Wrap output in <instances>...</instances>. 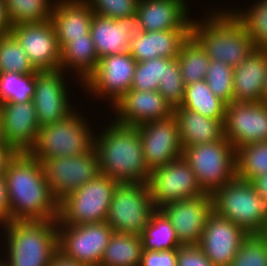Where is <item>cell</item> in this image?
Segmentation results:
<instances>
[{
    "label": "cell",
    "mask_w": 267,
    "mask_h": 266,
    "mask_svg": "<svg viewBox=\"0 0 267 266\" xmlns=\"http://www.w3.org/2000/svg\"><path fill=\"white\" fill-rule=\"evenodd\" d=\"M140 266H177V249L143 251Z\"/></svg>",
    "instance_id": "44"
},
{
    "label": "cell",
    "mask_w": 267,
    "mask_h": 266,
    "mask_svg": "<svg viewBox=\"0 0 267 266\" xmlns=\"http://www.w3.org/2000/svg\"><path fill=\"white\" fill-rule=\"evenodd\" d=\"M248 235L235 223L213 211L198 246L215 266H229Z\"/></svg>",
    "instance_id": "19"
},
{
    "label": "cell",
    "mask_w": 267,
    "mask_h": 266,
    "mask_svg": "<svg viewBox=\"0 0 267 266\" xmlns=\"http://www.w3.org/2000/svg\"><path fill=\"white\" fill-rule=\"evenodd\" d=\"M158 92L164 96L173 109L182 104L185 96V84L177 58L171 59L166 64V75L159 81Z\"/></svg>",
    "instance_id": "41"
},
{
    "label": "cell",
    "mask_w": 267,
    "mask_h": 266,
    "mask_svg": "<svg viewBox=\"0 0 267 266\" xmlns=\"http://www.w3.org/2000/svg\"><path fill=\"white\" fill-rule=\"evenodd\" d=\"M171 59L154 58L137 62L131 89L140 91H158L159 81L166 75V64Z\"/></svg>",
    "instance_id": "38"
},
{
    "label": "cell",
    "mask_w": 267,
    "mask_h": 266,
    "mask_svg": "<svg viewBox=\"0 0 267 266\" xmlns=\"http://www.w3.org/2000/svg\"><path fill=\"white\" fill-rule=\"evenodd\" d=\"M94 12L85 0H56L51 21L54 25L60 49L71 39L90 34Z\"/></svg>",
    "instance_id": "24"
},
{
    "label": "cell",
    "mask_w": 267,
    "mask_h": 266,
    "mask_svg": "<svg viewBox=\"0 0 267 266\" xmlns=\"http://www.w3.org/2000/svg\"><path fill=\"white\" fill-rule=\"evenodd\" d=\"M177 266H215L198 245L180 246L177 249Z\"/></svg>",
    "instance_id": "43"
},
{
    "label": "cell",
    "mask_w": 267,
    "mask_h": 266,
    "mask_svg": "<svg viewBox=\"0 0 267 266\" xmlns=\"http://www.w3.org/2000/svg\"><path fill=\"white\" fill-rule=\"evenodd\" d=\"M136 64L130 52L104 56L81 87H85L91 96L110 101L112 107L131 89Z\"/></svg>",
    "instance_id": "13"
},
{
    "label": "cell",
    "mask_w": 267,
    "mask_h": 266,
    "mask_svg": "<svg viewBox=\"0 0 267 266\" xmlns=\"http://www.w3.org/2000/svg\"><path fill=\"white\" fill-rule=\"evenodd\" d=\"M49 266H87V265L74 261V260H69L65 258L61 253L58 252L54 256Z\"/></svg>",
    "instance_id": "48"
},
{
    "label": "cell",
    "mask_w": 267,
    "mask_h": 266,
    "mask_svg": "<svg viewBox=\"0 0 267 266\" xmlns=\"http://www.w3.org/2000/svg\"><path fill=\"white\" fill-rule=\"evenodd\" d=\"M0 146H7L5 142V136L3 133V122H2L1 113H0Z\"/></svg>",
    "instance_id": "50"
},
{
    "label": "cell",
    "mask_w": 267,
    "mask_h": 266,
    "mask_svg": "<svg viewBox=\"0 0 267 266\" xmlns=\"http://www.w3.org/2000/svg\"><path fill=\"white\" fill-rule=\"evenodd\" d=\"M173 114L178 121L183 149L188 146L221 141L225 138L224 119L203 116L183 107H175Z\"/></svg>",
    "instance_id": "27"
},
{
    "label": "cell",
    "mask_w": 267,
    "mask_h": 266,
    "mask_svg": "<svg viewBox=\"0 0 267 266\" xmlns=\"http://www.w3.org/2000/svg\"><path fill=\"white\" fill-rule=\"evenodd\" d=\"M267 49L255 48L233 71V101L262 102Z\"/></svg>",
    "instance_id": "25"
},
{
    "label": "cell",
    "mask_w": 267,
    "mask_h": 266,
    "mask_svg": "<svg viewBox=\"0 0 267 266\" xmlns=\"http://www.w3.org/2000/svg\"><path fill=\"white\" fill-rule=\"evenodd\" d=\"M226 105L212 93L205 80H200L185 86V96L179 107L210 118L224 119Z\"/></svg>",
    "instance_id": "30"
},
{
    "label": "cell",
    "mask_w": 267,
    "mask_h": 266,
    "mask_svg": "<svg viewBox=\"0 0 267 266\" xmlns=\"http://www.w3.org/2000/svg\"><path fill=\"white\" fill-rule=\"evenodd\" d=\"M9 221V202L3 174H0V225Z\"/></svg>",
    "instance_id": "45"
},
{
    "label": "cell",
    "mask_w": 267,
    "mask_h": 266,
    "mask_svg": "<svg viewBox=\"0 0 267 266\" xmlns=\"http://www.w3.org/2000/svg\"><path fill=\"white\" fill-rule=\"evenodd\" d=\"M190 35L191 29L143 32L140 37L130 40L129 52L136 62L158 57L175 59Z\"/></svg>",
    "instance_id": "26"
},
{
    "label": "cell",
    "mask_w": 267,
    "mask_h": 266,
    "mask_svg": "<svg viewBox=\"0 0 267 266\" xmlns=\"http://www.w3.org/2000/svg\"><path fill=\"white\" fill-rule=\"evenodd\" d=\"M267 174V141L240 146L236 149V177L251 181Z\"/></svg>",
    "instance_id": "33"
},
{
    "label": "cell",
    "mask_w": 267,
    "mask_h": 266,
    "mask_svg": "<svg viewBox=\"0 0 267 266\" xmlns=\"http://www.w3.org/2000/svg\"><path fill=\"white\" fill-rule=\"evenodd\" d=\"M156 209L148 183H118L105 222L114 232L140 236Z\"/></svg>",
    "instance_id": "9"
},
{
    "label": "cell",
    "mask_w": 267,
    "mask_h": 266,
    "mask_svg": "<svg viewBox=\"0 0 267 266\" xmlns=\"http://www.w3.org/2000/svg\"><path fill=\"white\" fill-rule=\"evenodd\" d=\"M229 266H267V235H248Z\"/></svg>",
    "instance_id": "40"
},
{
    "label": "cell",
    "mask_w": 267,
    "mask_h": 266,
    "mask_svg": "<svg viewBox=\"0 0 267 266\" xmlns=\"http://www.w3.org/2000/svg\"><path fill=\"white\" fill-rule=\"evenodd\" d=\"M246 10H231L245 27L255 48L267 49V0L254 1Z\"/></svg>",
    "instance_id": "34"
},
{
    "label": "cell",
    "mask_w": 267,
    "mask_h": 266,
    "mask_svg": "<svg viewBox=\"0 0 267 266\" xmlns=\"http://www.w3.org/2000/svg\"><path fill=\"white\" fill-rule=\"evenodd\" d=\"M119 182L98 174L59 201L58 225L106 221L114 190Z\"/></svg>",
    "instance_id": "7"
},
{
    "label": "cell",
    "mask_w": 267,
    "mask_h": 266,
    "mask_svg": "<svg viewBox=\"0 0 267 266\" xmlns=\"http://www.w3.org/2000/svg\"><path fill=\"white\" fill-rule=\"evenodd\" d=\"M177 60L185 86L205 80L211 59L191 35L181 46Z\"/></svg>",
    "instance_id": "32"
},
{
    "label": "cell",
    "mask_w": 267,
    "mask_h": 266,
    "mask_svg": "<svg viewBox=\"0 0 267 266\" xmlns=\"http://www.w3.org/2000/svg\"><path fill=\"white\" fill-rule=\"evenodd\" d=\"M6 145L15 153L29 152L35 145L40 126L32 100L0 104Z\"/></svg>",
    "instance_id": "22"
},
{
    "label": "cell",
    "mask_w": 267,
    "mask_h": 266,
    "mask_svg": "<svg viewBox=\"0 0 267 266\" xmlns=\"http://www.w3.org/2000/svg\"><path fill=\"white\" fill-rule=\"evenodd\" d=\"M12 25L39 23L51 19L53 0H4Z\"/></svg>",
    "instance_id": "35"
},
{
    "label": "cell",
    "mask_w": 267,
    "mask_h": 266,
    "mask_svg": "<svg viewBox=\"0 0 267 266\" xmlns=\"http://www.w3.org/2000/svg\"><path fill=\"white\" fill-rule=\"evenodd\" d=\"M96 15L113 19L135 15L139 0H85Z\"/></svg>",
    "instance_id": "42"
},
{
    "label": "cell",
    "mask_w": 267,
    "mask_h": 266,
    "mask_svg": "<svg viewBox=\"0 0 267 266\" xmlns=\"http://www.w3.org/2000/svg\"><path fill=\"white\" fill-rule=\"evenodd\" d=\"M159 210L170 221L181 246L198 245L208 217L213 212V200L211 194L204 193L170 202Z\"/></svg>",
    "instance_id": "18"
},
{
    "label": "cell",
    "mask_w": 267,
    "mask_h": 266,
    "mask_svg": "<svg viewBox=\"0 0 267 266\" xmlns=\"http://www.w3.org/2000/svg\"><path fill=\"white\" fill-rule=\"evenodd\" d=\"M9 202V221L58 219L59 201L51 193L42 163L29 152L15 153L3 173Z\"/></svg>",
    "instance_id": "1"
},
{
    "label": "cell",
    "mask_w": 267,
    "mask_h": 266,
    "mask_svg": "<svg viewBox=\"0 0 267 266\" xmlns=\"http://www.w3.org/2000/svg\"><path fill=\"white\" fill-rule=\"evenodd\" d=\"M234 67L222 61L211 60L205 78L212 93L229 104L233 101Z\"/></svg>",
    "instance_id": "39"
},
{
    "label": "cell",
    "mask_w": 267,
    "mask_h": 266,
    "mask_svg": "<svg viewBox=\"0 0 267 266\" xmlns=\"http://www.w3.org/2000/svg\"><path fill=\"white\" fill-rule=\"evenodd\" d=\"M224 133L235 149L267 141V103L232 101L227 104Z\"/></svg>",
    "instance_id": "14"
},
{
    "label": "cell",
    "mask_w": 267,
    "mask_h": 266,
    "mask_svg": "<svg viewBox=\"0 0 267 266\" xmlns=\"http://www.w3.org/2000/svg\"><path fill=\"white\" fill-rule=\"evenodd\" d=\"M10 33L25 50L37 71L59 69L61 49L51 19L12 25Z\"/></svg>",
    "instance_id": "15"
},
{
    "label": "cell",
    "mask_w": 267,
    "mask_h": 266,
    "mask_svg": "<svg viewBox=\"0 0 267 266\" xmlns=\"http://www.w3.org/2000/svg\"><path fill=\"white\" fill-rule=\"evenodd\" d=\"M64 72L59 68L35 73V93L32 102L40 127L58 122L75 108L69 99L70 90L67 88Z\"/></svg>",
    "instance_id": "16"
},
{
    "label": "cell",
    "mask_w": 267,
    "mask_h": 266,
    "mask_svg": "<svg viewBox=\"0 0 267 266\" xmlns=\"http://www.w3.org/2000/svg\"><path fill=\"white\" fill-rule=\"evenodd\" d=\"M113 232L105 221L58 225L59 253L87 266H99Z\"/></svg>",
    "instance_id": "10"
},
{
    "label": "cell",
    "mask_w": 267,
    "mask_h": 266,
    "mask_svg": "<svg viewBox=\"0 0 267 266\" xmlns=\"http://www.w3.org/2000/svg\"><path fill=\"white\" fill-rule=\"evenodd\" d=\"M12 24L8 18L4 0H0V35L10 33Z\"/></svg>",
    "instance_id": "46"
},
{
    "label": "cell",
    "mask_w": 267,
    "mask_h": 266,
    "mask_svg": "<svg viewBox=\"0 0 267 266\" xmlns=\"http://www.w3.org/2000/svg\"><path fill=\"white\" fill-rule=\"evenodd\" d=\"M0 266H8L6 259H0Z\"/></svg>",
    "instance_id": "52"
},
{
    "label": "cell",
    "mask_w": 267,
    "mask_h": 266,
    "mask_svg": "<svg viewBox=\"0 0 267 266\" xmlns=\"http://www.w3.org/2000/svg\"><path fill=\"white\" fill-rule=\"evenodd\" d=\"M114 121L128 126H139L157 119L172 116L174 109L158 91L130 89L111 108Z\"/></svg>",
    "instance_id": "21"
},
{
    "label": "cell",
    "mask_w": 267,
    "mask_h": 266,
    "mask_svg": "<svg viewBox=\"0 0 267 266\" xmlns=\"http://www.w3.org/2000/svg\"><path fill=\"white\" fill-rule=\"evenodd\" d=\"M140 237L143 251H166L181 246L173 226L159 209L151 215Z\"/></svg>",
    "instance_id": "31"
},
{
    "label": "cell",
    "mask_w": 267,
    "mask_h": 266,
    "mask_svg": "<svg viewBox=\"0 0 267 266\" xmlns=\"http://www.w3.org/2000/svg\"><path fill=\"white\" fill-rule=\"evenodd\" d=\"M35 74L27 53L11 34L0 35V73Z\"/></svg>",
    "instance_id": "36"
},
{
    "label": "cell",
    "mask_w": 267,
    "mask_h": 266,
    "mask_svg": "<svg viewBox=\"0 0 267 266\" xmlns=\"http://www.w3.org/2000/svg\"><path fill=\"white\" fill-rule=\"evenodd\" d=\"M35 93V74L0 73V104L32 100Z\"/></svg>",
    "instance_id": "37"
},
{
    "label": "cell",
    "mask_w": 267,
    "mask_h": 266,
    "mask_svg": "<svg viewBox=\"0 0 267 266\" xmlns=\"http://www.w3.org/2000/svg\"><path fill=\"white\" fill-rule=\"evenodd\" d=\"M182 156L205 193L212 194L236 177V149L226 138L188 146L183 149Z\"/></svg>",
    "instance_id": "8"
},
{
    "label": "cell",
    "mask_w": 267,
    "mask_h": 266,
    "mask_svg": "<svg viewBox=\"0 0 267 266\" xmlns=\"http://www.w3.org/2000/svg\"><path fill=\"white\" fill-rule=\"evenodd\" d=\"M136 127L142 141L144 159L150 170L182 157L178 121L174 114Z\"/></svg>",
    "instance_id": "17"
},
{
    "label": "cell",
    "mask_w": 267,
    "mask_h": 266,
    "mask_svg": "<svg viewBox=\"0 0 267 266\" xmlns=\"http://www.w3.org/2000/svg\"><path fill=\"white\" fill-rule=\"evenodd\" d=\"M142 255L140 236L113 232L99 266H140Z\"/></svg>",
    "instance_id": "29"
},
{
    "label": "cell",
    "mask_w": 267,
    "mask_h": 266,
    "mask_svg": "<svg viewBox=\"0 0 267 266\" xmlns=\"http://www.w3.org/2000/svg\"><path fill=\"white\" fill-rule=\"evenodd\" d=\"M77 111L74 109L58 122L40 127L29 153L42 163L53 157L82 155L91 150L97 132L92 131L87 118L81 116L82 112Z\"/></svg>",
    "instance_id": "6"
},
{
    "label": "cell",
    "mask_w": 267,
    "mask_h": 266,
    "mask_svg": "<svg viewBox=\"0 0 267 266\" xmlns=\"http://www.w3.org/2000/svg\"><path fill=\"white\" fill-rule=\"evenodd\" d=\"M262 102L267 103V72H266V78L263 88V96H262Z\"/></svg>",
    "instance_id": "51"
},
{
    "label": "cell",
    "mask_w": 267,
    "mask_h": 266,
    "mask_svg": "<svg viewBox=\"0 0 267 266\" xmlns=\"http://www.w3.org/2000/svg\"><path fill=\"white\" fill-rule=\"evenodd\" d=\"M15 154L9 146H0V174H3L8 160Z\"/></svg>",
    "instance_id": "49"
},
{
    "label": "cell",
    "mask_w": 267,
    "mask_h": 266,
    "mask_svg": "<svg viewBox=\"0 0 267 266\" xmlns=\"http://www.w3.org/2000/svg\"><path fill=\"white\" fill-rule=\"evenodd\" d=\"M42 166L51 193L58 201L100 174L94 147L82 155L50 158Z\"/></svg>",
    "instance_id": "11"
},
{
    "label": "cell",
    "mask_w": 267,
    "mask_h": 266,
    "mask_svg": "<svg viewBox=\"0 0 267 266\" xmlns=\"http://www.w3.org/2000/svg\"><path fill=\"white\" fill-rule=\"evenodd\" d=\"M148 187L157 209L170 202L191 199L205 193L183 156L152 169Z\"/></svg>",
    "instance_id": "12"
},
{
    "label": "cell",
    "mask_w": 267,
    "mask_h": 266,
    "mask_svg": "<svg viewBox=\"0 0 267 266\" xmlns=\"http://www.w3.org/2000/svg\"><path fill=\"white\" fill-rule=\"evenodd\" d=\"M192 21L191 36L211 60L237 67L255 49L245 27L230 10H211Z\"/></svg>",
    "instance_id": "3"
},
{
    "label": "cell",
    "mask_w": 267,
    "mask_h": 266,
    "mask_svg": "<svg viewBox=\"0 0 267 266\" xmlns=\"http://www.w3.org/2000/svg\"><path fill=\"white\" fill-rule=\"evenodd\" d=\"M1 227L8 266H49L59 252L58 220L8 221Z\"/></svg>",
    "instance_id": "4"
},
{
    "label": "cell",
    "mask_w": 267,
    "mask_h": 266,
    "mask_svg": "<svg viewBox=\"0 0 267 266\" xmlns=\"http://www.w3.org/2000/svg\"><path fill=\"white\" fill-rule=\"evenodd\" d=\"M99 57L97 55L91 34L84 38L71 39L61 49L60 69L65 72L74 71L78 83L82 85L85 80L94 72L98 65ZM68 69V70H67Z\"/></svg>",
    "instance_id": "28"
},
{
    "label": "cell",
    "mask_w": 267,
    "mask_h": 266,
    "mask_svg": "<svg viewBox=\"0 0 267 266\" xmlns=\"http://www.w3.org/2000/svg\"><path fill=\"white\" fill-rule=\"evenodd\" d=\"M99 173L119 183H148L151 170L146 165L142 141L135 126L112 122L95 134Z\"/></svg>",
    "instance_id": "2"
},
{
    "label": "cell",
    "mask_w": 267,
    "mask_h": 266,
    "mask_svg": "<svg viewBox=\"0 0 267 266\" xmlns=\"http://www.w3.org/2000/svg\"><path fill=\"white\" fill-rule=\"evenodd\" d=\"M213 211L242 228L247 234L267 233V201L251 181L235 177L212 194Z\"/></svg>",
    "instance_id": "5"
},
{
    "label": "cell",
    "mask_w": 267,
    "mask_h": 266,
    "mask_svg": "<svg viewBox=\"0 0 267 266\" xmlns=\"http://www.w3.org/2000/svg\"><path fill=\"white\" fill-rule=\"evenodd\" d=\"M256 192L267 201V174L256 176L251 180Z\"/></svg>",
    "instance_id": "47"
},
{
    "label": "cell",
    "mask_w": 267,
    "mask_h": 266,
    "mask_svg": "<svg viewBox=\"0 0 267 266\" xmlns=\"http://www.w3.org/2000/svg\"><path fill=\"white\" fill-rule=\"evenodd\" d=\"M188 2L185 0H139L136 15L144 32L191 29Z\"/></svg>",
    "instance_id": "23"
},
{
    "label": "cell",
    "mask_w": 267,
    "mask_h": 266,
    "mask_svg": "<svg viewBox=\"0 0 267 266\" xmlns=\"http://www.w3.org/2000/svg\"><path fill=\"white\" fill-rule=\"evenodd\" d=\"M143 32L136 14L117 19L96 14L92 17L90 34L99 59L129 52L130 40L140 37Z\"/></svg>",
    "instance_id": "20"
}]
</instances>
